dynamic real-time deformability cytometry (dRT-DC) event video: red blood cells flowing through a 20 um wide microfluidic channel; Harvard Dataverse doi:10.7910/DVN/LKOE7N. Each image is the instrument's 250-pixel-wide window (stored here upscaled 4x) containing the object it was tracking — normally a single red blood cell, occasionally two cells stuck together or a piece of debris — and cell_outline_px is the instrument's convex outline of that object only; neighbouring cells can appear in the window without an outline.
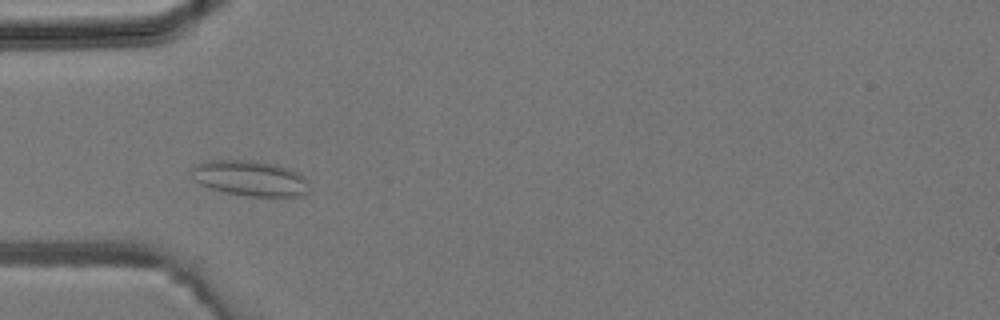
{"species": "common noctule bat (a hibernating species)", "species_latin": "Nyctalus noctula", "temperature_condition": "room temperature", "stored_images_in_passage": 2, "camera_frame_rate_fps": 3000, "um_per_image_px": 0.085, "animal": {"sex": "male", "body_mass_g": 19.2, "forearm_length_mm": 51.8}, "frame": {"image": 1, "passage_image": 2, "time_ms": 0.333, "image_size_px": [1000, 320], "cell_outline_px": [[308, 192], [300, 196], [248, 196], [228, 192], [212, 188], [200, 184], [196, 180], [192, 168], [196, 164], [208, 160], [252, 160], [276, 164], [296, 172], [304, 176]], "centroid_in_image_um": [21.26, 15.14], "position_along_channel_um": 63.7, "area_um2": 23.81}}